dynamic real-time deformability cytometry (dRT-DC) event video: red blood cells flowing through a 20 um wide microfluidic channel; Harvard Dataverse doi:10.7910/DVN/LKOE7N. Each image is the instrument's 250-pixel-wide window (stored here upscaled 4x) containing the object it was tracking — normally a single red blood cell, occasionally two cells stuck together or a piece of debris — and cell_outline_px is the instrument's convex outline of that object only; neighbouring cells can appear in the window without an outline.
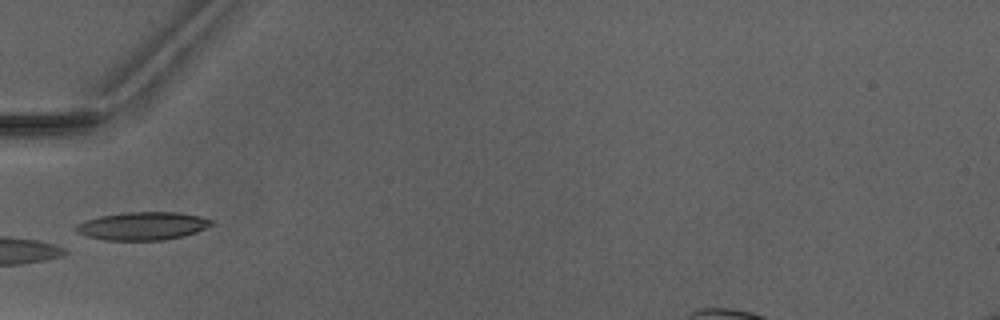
{"species": "Egyptian fruit bat (a non-hibernating species)", "species_latin": "Rousettus aegyptiacus", "temperature_condition": "warm", "stored_images_in_passage": 3, "camera_frame_rate_fps": 3000, "um_per_image_px": 0.085, "animal": {"sex": "male"}, "frame": {"image": 1, "passage_image": 2, "time_ms": 1.333, "image_size_px": [1000, 320], "cell_outline_px": [[212, 224], [196, 232], [184, 236], [164, 240], [108, 240], [88, 236], [76, 232], [76, 224], [84, 220], [100, 216], [124, 212], [176, 212], [200, 216], [212, 220]], "centroid_in_image_um": [12.11, 19.2], "position_along_channel_um": 72.9, "area_um2": 22.02}}